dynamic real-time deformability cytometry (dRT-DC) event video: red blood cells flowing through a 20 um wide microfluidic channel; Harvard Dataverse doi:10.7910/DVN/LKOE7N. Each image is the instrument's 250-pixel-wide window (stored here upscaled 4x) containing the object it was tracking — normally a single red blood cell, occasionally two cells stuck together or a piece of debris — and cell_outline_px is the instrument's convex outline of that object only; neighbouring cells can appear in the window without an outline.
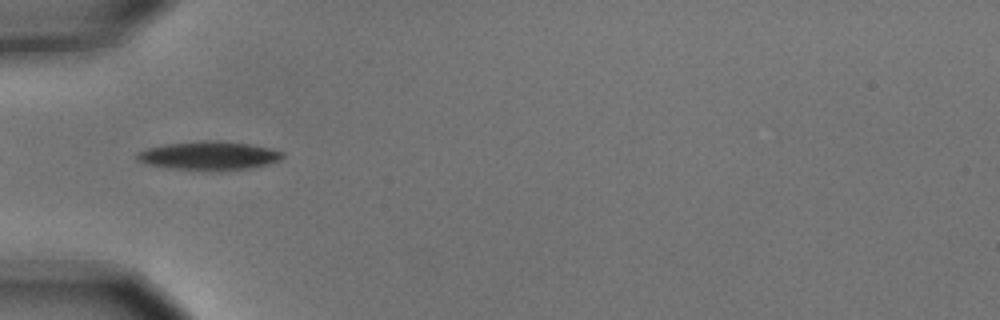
{"species": "common noctule bat (a hibernating species)", "species_latin": "Nyctalus noctula", "temperature_condition": "cold", "stored_images_in_passage": 8, "camera_frame_rate_fps": 3000, "um_per_image_px": 0.085, "animal": {"sex": "male", "body_mass_g": 15.6}, "frame": {"image": 1, "passage_image": 3, "time_ms": 0.667, "image_size_px": [1000, 320], "cell_outline_px": [[284, 156], [280, 160], [268, 164], [252, 168], [220, 172], [168, 168], [144, 164], [136, 160], [136, 152], [148, 148], [164, 144], [204, 140], [216, 140], [248, 144], [268, 148], [284, 152]], "centroid_in_image_um": [17.73, 13.25], "position_along_channel_um": 67.3, "area_um2": 24.8}}
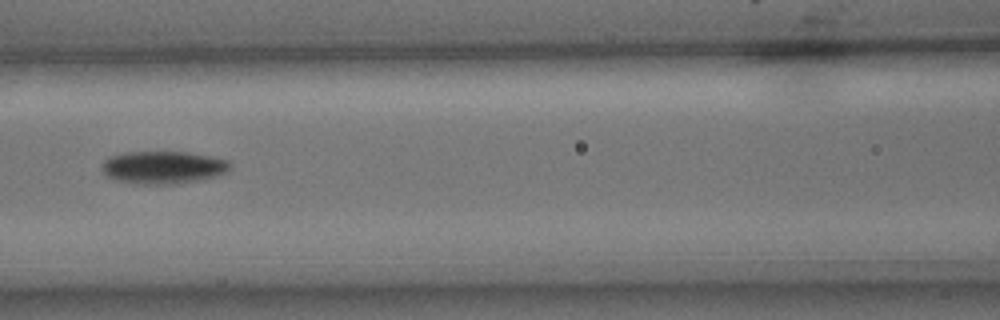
{"frame": {"image": 2, "passage_image": 5, "time_ms": 1.333, "image_size_px": [1000, 320], "cell_outline_px": [[232, 164], [224, 172], [212, 176], [196, 180], [176, 184], [144, 184], [116, 180], [104, 176], [104, 160], [108, 156], [128, 152], [188, 152], [212, 156], [228, 160]], "centroid_in_image_um": [13.84, 14.21], "position_along_channel_um": 152.8, "area_um2": 24.1}}
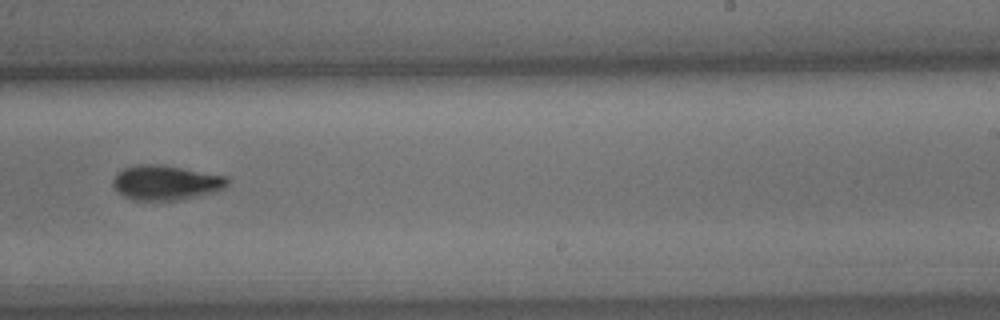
{"frame": {"image": 3, "passage_image": 8, "time_ms": 2.333, "image_size_px": [1000, 320], "cell_outline_px": [[228, 184], [224, 188], [212, 192], [180, 200], [136, 200], [124, 196], [116, 192], [112, 184], [112, 180], [116, 172], [124, 168], [136, 164], [156, 164], [228, 176]], "centroid_in_image_um": [14.04, 15.52], "position_along_channel_um": 275.0, "area_um2": 23.12}}